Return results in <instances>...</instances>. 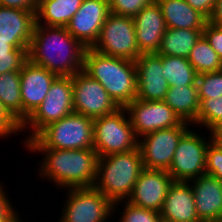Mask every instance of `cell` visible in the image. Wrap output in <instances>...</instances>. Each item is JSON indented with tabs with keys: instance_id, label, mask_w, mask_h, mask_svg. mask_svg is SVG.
I'll return each instance as SVG.
<instances>
[{
	"instance_id": "cell-37",
	"label": "cell",
	"mask_w": 222,
	"mask_h": 222,
	"mask_svg": "<svg viewBox=\"0 0 222 222\" xmlns=\"http://www.w3.org/2000/svg\"><path fill=\"white\" fill-rule=\"evenodd\" d=\"M203 36L222 60V27L208 21L203 29Z\"/></svg>"
},
{
	"instance_id": "cell-44",
	"label": "cell",
	"mask_w": 222,
	"mask_h": 222,
	"mask_svg": "<svg viewBox=\"0 0 222 222\" xmlns=\"http://www.w3.org/2000/svg\"><path fill=\"white\" fill-rule=\"evenodd\" d=\"M208 222H222V220H218V221H208Z\"/></svg>"
},
{
	"instance_id": "cell-32",
	"label": "cell",
	"mask_w": 222,
	"mask_h": 222,
	"mask_svg": "<svg viewBox=\"0 0 222 222\" xmlns=\"http://www.w3.org/2000/svg\"><path fill=\"white\" fill-rule=\"evenodd\" d=\"M120 203L124 210L119 222H163L159 212L134 206L128 201L114 203L113 211H116Z\"/></svg>"
},
{
	"instance_id": "cell-28",
	"label": "cell",
	"mask_w": 222,
	"mask_h": 222,
	"mask_svg": "<svg viewBox=\"0 0 222 222\" xmlns=\"http://www.w3.org/2000/svg\"><path fill=\"white\" fill-rule=\"evenodd\" d=\"M188 61L197 74L222 70V60L203 35L190 51Z\"/></svg>"
},
{
	"instance_id": "cell-35",
	"label": "cell",
	"mask_w": 222,
	"mask_h": 222,
	"mask_svg": "<svg viewBox=\"0 0 222 222\" xmlns=\"http://www.w3.org/2000/svg\"><path fill=\"white\" fill-rule=\"evenodd\" d=\"M22 124L9 112L0 101V136L5 138L22 132Z\"/></svg>"
},
{
	"instance_id": "cell-24",
	"label": "cell",
	"mask_w": 222,
	"mask_h": 222,
	"mask_svg": "<svg viewBox=\"0 0 222 222\" xmlns=\"http://www.w3.org/2000/svg\"><path fill=\"white\" fill-rule=\"evenodd\" d=\"M82 1L83 0H46L37 8L36 24L66 27L81 7Z\"/></svg>"
},
{
	"instance_id": "cell-9",
	"label": "cell",
	"mask_w": 222,
	"mask_h": 222,
	"mask_svg": "<svg viewBox=\"0 0 222 222\" xmlns=\"http://www.w3.org/2000/svg\"><path fill=\"white\" fill-rule=\"evenodd\" d=\"M67 192L58 222H109L114 215V204L94 187L70 188Z\"/></svg>"
},
{
	"instance_id": "cell-10",
	"label": "cell",
	"mask_w": 222,
	"mask_h": 222,
	"mask_svg": "<svg viewBox=\"0 0 222 222\" xmlns=\"http://www.w3.org/2000/svg\"><path fill=\"white\" fill-rule=\"evenodd\" d=\"M191 128L180 138L168 173L174 181L188 182L206 174V151L211 140Z\"/></svg>"
},
{
	"instance_id": "cell-39",
	"label": "cell",
	"mask_w": 222,
	"mask_h": 222,
	"mask_svg": "<svg viewBox=\"0 0 222 222\" xmlns=\"http://www.w3.org/2000/svg\"><path fill=\"white\" fill-rule=\"evenodd\" d=\"M0 6L37 12L35 0H0Z\"/></svg>"
},
{
	"instance_id": "cell-12",
	"label": "cell",
	"mask_w": 222,
	"mask_h": 222,
	"mask_svg": "<svg viewBox=\"0 0 222 222\" xmlns=\"http://www.w3.org/2000/svg\"><path fill=\"white\" fill-rule=\"evenodd\" d=\"M72 87L75 113L96 119L120 108L103 86L83 70L72 76Z\"/></svg>"
},
{
	"instance_id": "cell-29",
	"label": "cell",
	"mask_w": 222,
	"mask_h": 222,
	"mask_svg": "<svg viewBox=\"0 0 222 222\" xmlns=\"http://www.w3.org/2000/svg\"><path fill=\"white\" fill-rule=\"evenodd\" d=\"M28 48H14L11 44L0 41V75L5 72L21 71L28 60Z\"/></svg>"
},
{
	"instance_id": "cell-2",
	"label": "cell",
	"mask_w": 222,
	"mask_h": 222,
	"mask_svg": "<svg viewBox=\"0 0 222 222\" xmlns=\"http://www.w3.org/2000/svg\"><path fill=\"white\" fill-rule=\"evenodd\" d=\"M31 153L44 155L39 165L40 177L46 178L58 188H89L96 180L98 155L93 148L50 149L26 148Z\"/></svg>"
},
{
	"instance_id": "cell-31",
	"label": "cell",
	"mask_w": 222,
	"mask_h": 222,
	"mask_svg": "<svg viewBox=\"0 0 222 222\" xmlns=\"http://www.w3.org/2000/svg\"><path fill=\"white\" fill-rule=\"evenodd\" d=\"M200 108L196 122L193 126L209 128L213 123L222 119V95L218 98L199 99Z\"/></svg>"
},
{
	"instance_id": "cell-26",
	"label": "cell",
	"mask_w": 222,
	"mask_h": 222,
	"mask_svg": "<svg viewBox=\"0 0 222 222\" xmlns=\"http://www.w3.org/2000/svg\"><path fill=\"white\" fill-rule=\"evenodd\" d=\"M163 76L169 87L188 86L196 84L197 72L188 58L161 55Z\"/></svg>"
},
{
	"instance_id": "cell-6",
	"label": "cell",
	"mask_w": 222,
	"mask_h": 222,
	"mask_svg": "<svg viewBox=\"0 0 222 222\" xmlns=\"http://www.w3.org/2000/svg\"><path fill=\"white\" fill-rule=\"evenodd\" d=\"M127 117L125 108L120 107L111 114L93 119V149L98 157L138 148L139 138Z\"/></svg>"
},
{
	"instance_id": "cell-36",
	"label": "cell",
	"mask_w": 222,
	"mask_h": 222,
	"mask_svg": "<svg viewBox=\"0 0 222 222\" xmlns=\"http://www.w3.org/2000/svg\"><path fill=\"white\" fill-rule=\"evenodd\" d=\"M6 193L0 182V222H23Z\"/></svg>"
},
{
	"instance_id": "cell-18",
	"label": "cell",
	"mask_w": 222,
	"mask_h": 222,
	"mask_svg": "<svg viewBox=\"0 0 222 222\" xmlns=\"http://www.w3.org/2000/svg\"><path fill=\"white\" fill-rule=\"evenodd\" d=\"M139 53H157L167 29L160 5L154 0L133 17Z\"/></svg>"
},
{
	"instance_id": "cell-17",
	"label": "cell",
	"mask_w": 222,
	"mask_h": 222,
	"mask_svg": "<svg viewBox=\"0 0 222 222\" xmlns=\"http://www.w3.org/2000/svg\"><path fill=\"white\" fill-rule=\"evenodd\" d=\"M137 71V99L164 101L169 85L163 76L161 55L142 53L135 60Z\"/></svg>"
},
{
	"instance_id": "cell-4",
	"label": "cell",
	"mask_w": 222,
	"mask_h": 222,
	"mask_svg": "<svg viewBox=\"0 0 222 222\" xmlns=\"http://www.w3.org/2000/svg\"><path fill=\"white\" fill-rule=\"evenodd\" d=\"M144 170L139 147L125 153L98 157L94 188L113 204L127 201Z\"/></svg>"
},
{
	"instance_id": "cell-11",
	"label": "cell",
	"mask_w": 222,
	"mask_h": 222,
	"mask_svg": "<svg viewBox=\"0 0 222 222\" xmlns=\"http://www.w3.org/2000/svg\"><path fill=\"white\" fill-rule=\"evenodd\" d=\"M188 122L160 129L139 138L144 169L168 171L180 138L189 130Z\"/></svg>"
},
{
	"instance_id": "cell-19",
	"label": "cell",
	"mask_w": 222,
	"mask_h": 222,
	"mask_svg": "<svg viewBox=\"0 0 222 222\" xmlns=\"http://www.w3.org/2000/svg\"><path fill=\"white\" fill-rule=\"evenodd\" d=\"M35 24V12L0 6L1 42L14 48H29Z\"/></svg>"
},
{
	"instance_id": "cell-15",
	"label": "cell",
	"mask_w": 222,
	"mask_h": 222,
	"mask_svg": "<svg viewBox=\"0 0 222 222\" xmlns=\"http://www.w3.org/2000/svg\"><path fill=\"white\" fill-rule=\"evenodd\" d=\"M173 181L172 176L165 170L144 169L127 201L134 206L160 213Z\"/></svg>"
},
{
	"instance_id": "cell-7",
	"label": "cell",
	"mask_w": 222,
	"mask_h": 222,
	"mask_svg": "<svg viewBox=\"0 0 222 222\" xmlns=\"http://www.w3.org/2000/svg\"><path fill=\"white\" fill-rule=\"evenodd\" d=\"M72 112H74L72 77L57 76L44 101L22 124V130L28 129L31 133L26 135L28 137H25L23 143L26 144L50 123L58 121Z\"/></svg>"
},
{
	"instance_id": "cell-22",
	"label": "cell",
	"mask_w": 222,
	"mask_h": 222,
	"mask_svg": "<svg viewBox=\"0 0 222 222\" xmlns=\"http://www.w3.org/2000/svg\"><path fill=\"white\" fill-rule=\"evenodd\" d=\"M167 28L203 30L208 19L185 0H156Z\"/></svg>"
},
{
	"instance_id": "cell-21",
	"label": "cell",
	"mask_w": 222,
	"mask_h": 222,
	"mask_svg": "<svg viewBox=\"0 0 222 222\" xmlns=\"http://www.w3.org/2000/svg\"><path fill=\"white\" fill-rule=\"evenodd\" d=\"M188 183H191L197 216L201 222L222 220L221 182L204 174Z\"/></svg>"
},
{
	"instance_id": "cell-41",
	"label": "cell",
	"mask_w": 222,
	"mask_h": 222,
	"mask_svg": "<svg viewBox=\"0 0 222 222\" xmlns=\"http://www.w3.org/2000/svg\"><path fill=\"white\" fill-rule=\"evenodd\" d=\"M208 131L210 132L211 136L210 140H222V119L213 123L209 128Z\"/></svg>"
},
{
	"instance_id": "cell-34",
	"label": "cell",
	"mask_w": 222,
	"mask_h": 222,
	"mask_svg": "<svg viewBox=\"0 0 222 222\" xmlns=\"http://www.w3.org/2000/svg\"><path fill=\"white\" fill-rule=\"evenodd\" d=\"M205 172L222 182V149L217 143H209L206 151Z\"/></svg>"
},
{
	"instance_id": "cell-43",
	"label": "cell",
	"mask_w": 222,
	"mask_h": 222,
	"mask_svg": "<svg viewBox=\"0 0 222 222\" xmlns=\"http://www.w3.org/2000/svg\"><path fill=\"white\" fill-rule=\"evenodd\" d=\"M44 1H46V0H35V2H36V4H37V7H38L42 2H44Z\"/></svg>"
},
{
	"instance_id": "cell-40",
	"label": "cell",
	"mask_w": 222,
	"mask_h": 222,
	"mask_svg": "<svg viewBox=\"0 0 222 222\" xmlns=\"http://www.w3.org/2000/svg\"><path fill=\"white\" fill-rule=\"evenodd\" d=\"M208 21L222 27V0H216L214 11Z\"/></svg>"
},
{
	"instance_id": "cell-23",
	"label": "cell",
	"mask_w": 222,
	"mask_h": 222,
	"mask_svg": "<svg viewBox=\"0 0 222 222\" xmlns=\"http://www.w3.org/2000/svg\"><path fill=\"white\" fill-rule=\"evenodd\" d=\"M164 102L184 121L194 124L200 108L196 84L169 87Z\"/></svg>"
},
{
	"instance_id": "cell-33",
	"label": "cell",
	"mask_w": 222,
	"mask_h": 222,
	"mask_svg": "<svg viewBox=\"0 0 222 222\" xmlns=\"http://www.w3.org/2000/svg\"><path fill=\"white\" fill-rule=\"evenodd\" d=\"M154 0H108L110 13L134 17Z\"/></svg>"
},
{
	"instance_id": "cell-8",
	"label": "cell",
	"mask_w": 222,
	"mask_h": 222,
	"mask_svg": "<svg viewBox=\"0 0 222 222\" xmlns=\"http://www.w3.org/2000/svg\"><path fill=\"white\" fill-rule=\"evenodd\" d=\"M91 48L104 55L135 61L140 53L133 17L110 13Z\"/></svg>"
},
{
	"instance_id": "cell-13",
	"label": "cell",
	"mask_w": 222,
	"mask_h": 222,
	"mask_svg": "<svg viewBox=\"0 0 222 222\" xmlns=\"http://www.w3.org/2000/svg\"><path fill=\"white\" fill-rule=\"evenodd\" d=\"M124 108L138 138L153 131L181 125L184 122L164 101H144L135 98Z\"/></svg>"
},
{
	"instance_id": "cell-38",
	"label": "cell",
	"mask_w": 222,
	"mask_h": 222,
	"mask_svg": "<svg viewBox=\"0 0 222 222\" xmlns=\"http://www.w3.org/2000/svg\"><path fill=\"white\" fill-rule=\"evenodd\" d=\"M193 9L199 11L208 20L212 16L216 0H185Z\"/></svg>"
},
{
	"instance_id": "cell-25",
	"label": "cell",
	"mask_w": 222,
	"mask_h": 222,
	"mask_svg": "<svg viewBox=\"0 0 222 222\" xmlns=\"http://www.w3.org/2000/svg\"><path fill=\"white\" fill-rule=\"evenodd\" d=\"M202 35L203 30L167 28L157 53L163 56L188 58Z\"/></svg>"
},
{
	"instance_id": "cell-1",
	"label": "cell",
	"mask_w": 222,
	"mask_h": 222,
	"mask_svg": "<svg viewBox=\"0 0 222 222\" xmlns=\"http://www.w3.org/2000/svg\"><path fill=\"white\" fill-rule=\"evenodd\" d=\"M85 50L66 27L35 24L27 56L57 76L72 77L83 70Z\"/></svg>"
},
{
	"instance_id": "cell-3",
	"label": "cell",
	"mask_w": 222,
	"mask_h": 222,
	"mask_svg": "<svg viewBox=\"0 0 222 222\" xmlns=\"http://www.w3.org/2000/svg\"><path fill=\"white\" fill-rule=\"evenodd\" d=\"M83 71L97 80L119 107H125L137 97L135 61L86 48Z\"/></svg>"
},
{
	"instance_id": "cell-30",
	"label": "cell",
	"mask_w": 222,
	"mask_h": 222,
	"mask_svg": "<svg viewBox=\"0 0 222 222\" xmlns=\"http://www.w3.org/2000/svg\"><path fill=\"white\" fill-rule=\"evenodd\" d=\"M197 92L199 99H216L222 95V70L198 74Z\"/></svg>"
},
{
	"instance_id": "cell-20",
	"label": "cell",
	"mask_w": 222,
	"mask_h": 222,
	"mask_svg": "<svg viewBox=\"0 0 222 222\" xmlns=\"http://www.w3.org/2000/svg\"><path fill=\"white\" fill-rule=\"evenodd\" d=\"M160 216L163 222H201L197 216L190 183L173 181L168 189Z\"/></svg>"
},
{
	"instance_id": "cell-42",
	"label": "cell",
	"mask_w": 222,
	"mask_h": 222,
	"mask_svg": "<svg viewBox=\"0 0 222 222\" xmlns=\"http://www.w3.org/2000/svg\"><path fill=\"white\" fill-rule=\"evenodd\" d=\"M211 142L217 143L219 147L222 149V140H211Z\"/></svg>"
},
{
	"instance_id": "cell-5",
	"label": "cell",
	"mask_w": 222,
	"mask_h": 222,
	"mask_svg": "<svg viewBox=\"0 0 222 222\" xmlns=\"http://www.w3.org/2000/svg\"><path fill=\"white\" fill-rule=\"evenodd\" d=\"M25 148H93V119L72 112L44 127L25 144Z\"/></svg>"
},
{
	"instance_id": "cell-27",
	"label": "cell",
	"mask_w": 222,
	"mask_h": 222,
	"mask_svg": "<svg viewBox=\"0 0 222 222\" xmlns=\"http://www.w3.org/2000/svg\"><path fill=\"white\" fill-rule=\"evenodd\" d=\"M0 101L23 124L20 71L5 72L0 75Z\"/></svg>"
},
{
	"instance_id": "cell-16",
	"label": "cell",
	"mask_w": 222,
	"mask_h": 222,
	"mask_svg": "<svg viewBox=\"0 0 222 222\" xmlns=\"http://www.w3.org/2000/svg\"><path fill=\"white\" fill-rule=\"evenodd\" d=\"M57 75L27 60L20 71L23 123L44 101Z\"/></svg>"
},
{
	"instance_id": "cell-14",
	"label": "cell",
	"mask_w": 222,
	"mask_h": 222,
	"mask_svg": "<svg viewBox=\"0 0 222 222\" xmlns=\"http://www.w3.org/2000/svg\"><path fill=\"white\" fill-rule=\"evenodd\" d=\"M109 14L108 0H83L66 28L85 48H91Z\"/></svg>"
}]
</instances>
